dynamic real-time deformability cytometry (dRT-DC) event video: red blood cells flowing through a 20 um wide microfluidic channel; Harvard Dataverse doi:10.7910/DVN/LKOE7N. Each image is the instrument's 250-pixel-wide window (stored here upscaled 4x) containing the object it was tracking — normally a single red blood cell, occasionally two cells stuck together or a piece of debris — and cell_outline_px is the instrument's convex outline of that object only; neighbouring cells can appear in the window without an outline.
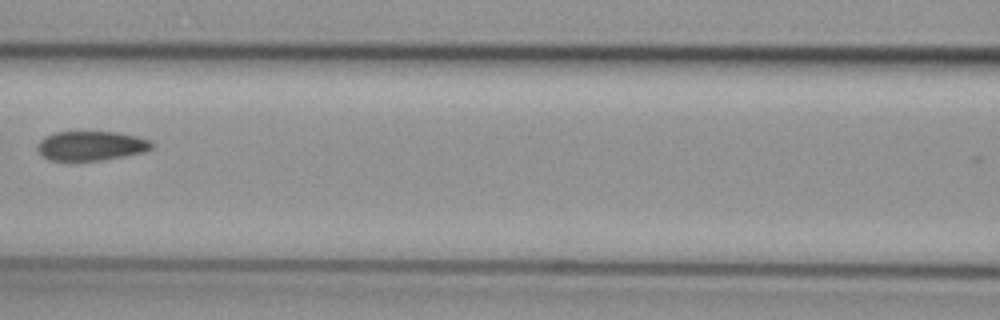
{"species": "common noctule bat (a hibernating species)", "species_latin": "Nyctalus noctula", "temperature_condition": "cold", "stored_images_in_passage": 7, "camera_frame_rate_fps": 3000, "um_per_image_px": 0.085, "animal": {"sex": "female", "body_mass_g": 29.2, "forearm_length_mm": 56.3}, "frame": {"image": 1, "passage_image": 7, "time_ms": 2.0, "image_size_px": [1000, 320], "cell_outline_px": [[152, 148], [144, 152], [104, 160], [48, 160], [36, 148], [36, 144], [44, 136], [56, 132], [116, 132], [136, 136], [152, 140]], "centroid_in_image_um": [7.74, 12.39], "position_along_channel_um": 158.9, "area_um2": 19.59}}